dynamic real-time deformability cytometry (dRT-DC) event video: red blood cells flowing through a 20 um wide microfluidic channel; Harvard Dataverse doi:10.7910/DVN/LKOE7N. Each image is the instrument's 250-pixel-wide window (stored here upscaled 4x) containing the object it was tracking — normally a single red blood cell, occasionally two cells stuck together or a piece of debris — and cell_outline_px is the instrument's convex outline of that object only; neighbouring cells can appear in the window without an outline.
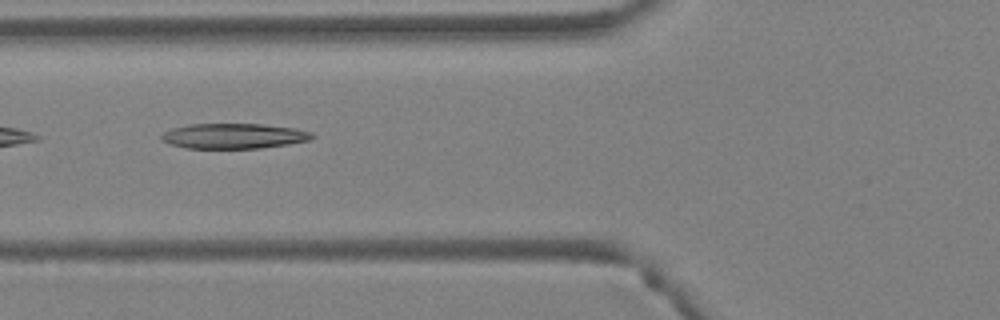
{"species": "Egyptian fruit bat (a non-hibernating species)", "species_latin": "Rousettus aegyptiacus", "temperature_condition": "warm", "stored_images_in_passage": 4, "camera_frame_rate_fps": 3000, "um_per_image_px": 0.085, "animal": {"sex": "female"}, "frame": {"image": 1, "passage_image": 3, "time_ms": 0.667, "image_size_px": [1000, 320], "cell_outline_px": [[316, 136], [312, 140], [288, 144], [260, 148], [184, 148], [160, 140], [160, 136], [164, 132], [172, 128], [188, 124], [264, 124], [296, 128], [312, 132]], "centroid_in_image_um": [19.9, 11.55], "position_along_channel_um": 105.9, "area_um2": 22.31}}
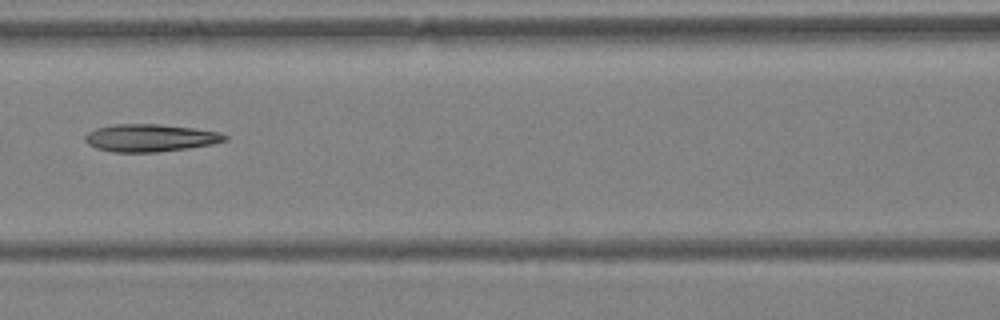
{"frame": {"image": 2, "passage_image": 4, "time_ms": 1.0, "image_size_px": [1000, 320], "cell_outline_px": [[228, 140], [212, 144], [188, 148], [156, 152], [112, 152], [96, 148], [88, 144], [84, 140], [84, 136], [88, 132], [96, 128], [116, 124], [160, 124], [192, 128], [220, 132], [228, 136]], "centroid_in_image_um": [12.76, 11.72], "position_along_channel_um": 153.8, "area_um2": 22.43}}